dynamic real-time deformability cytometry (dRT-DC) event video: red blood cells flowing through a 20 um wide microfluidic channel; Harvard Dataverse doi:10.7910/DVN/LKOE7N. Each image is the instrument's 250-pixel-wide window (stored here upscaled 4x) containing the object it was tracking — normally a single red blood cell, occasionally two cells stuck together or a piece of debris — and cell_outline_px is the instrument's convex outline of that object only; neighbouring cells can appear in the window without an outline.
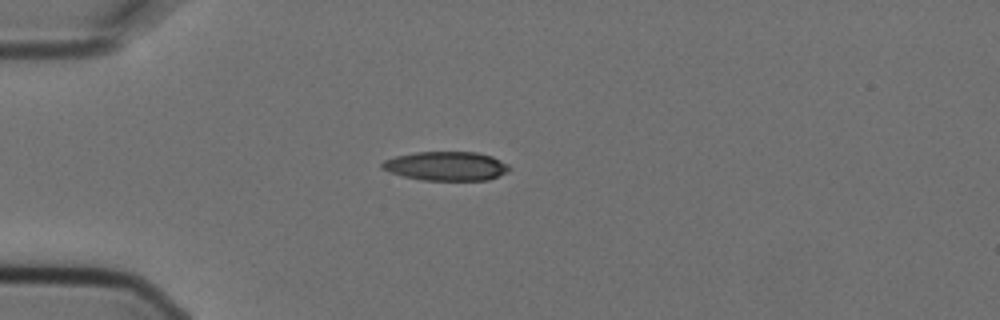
{"species": "Egyptian fruit bat (a non-hibernating species)", "species_latin": "Rousettus aegyptiacus", "temperature_condition": "cold", "stored_images_in_passage": 4, "camera_frame_rate_fps": 3000, "um_per_image_px": 0.085, "animal": {"sex": "female"}, "frame": {"image": 1, "passage_image": 4, "time_ms": 1.0, "image_size_px": [1000, 320], "cell_outline_px": [[512, 168], [508, 172], [488, 180], [420, 180], [388, 172], [380, 168], [380, 164], [384, 160], [396, 156], [416, 152], [476, 152], [492, 156], [508, 164]], "centroid_in_image_um": [37.92, 14.12], "position_along_channel_um": 47.1, "area_um2": 21.68}}